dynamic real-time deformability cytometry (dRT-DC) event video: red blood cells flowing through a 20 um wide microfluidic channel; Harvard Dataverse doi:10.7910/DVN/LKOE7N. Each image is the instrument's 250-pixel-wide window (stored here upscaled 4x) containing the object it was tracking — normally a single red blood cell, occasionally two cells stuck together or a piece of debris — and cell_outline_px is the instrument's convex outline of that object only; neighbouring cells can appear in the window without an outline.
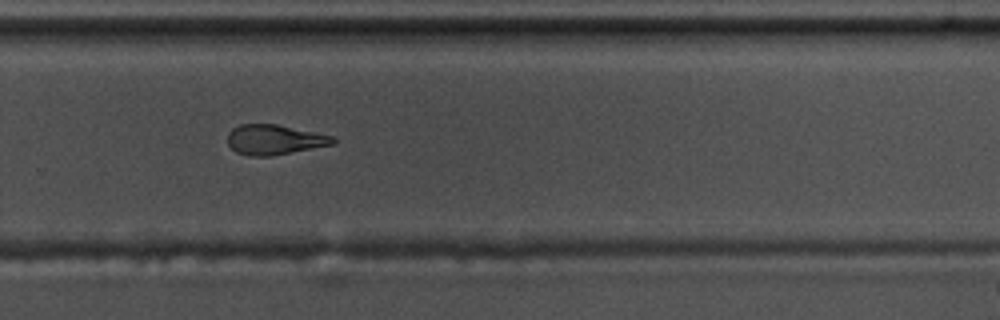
{"species": "common noctule bat (a hibernating species)", "species_latin": "Nyctalus noctula", "temperature_condition": "warm", "stored_images_in_passage": 44, "camera_frame_rate_fps": 3000, "um_per_image_px": 0.085, "animal": {"sex": "male", "body_mass_g": 17.5, "forearm_length_mm": 52.3}, "frame": {"image": 1, "passage_image": 26, "time_ms": 8.333, "image_size_px": [1000, 320], "cell_outline_px": [[336, 140], [332, 144], [272, 156], [248, 156], [236, 152], [228, 144], [228, 132], [232, 128], [240, 124], [276, 124], [332, 136]], "centroid_in_image_um": [23.26, 11.87], "position_along_channel_um": 306.5, "area_um2": 18.21}}
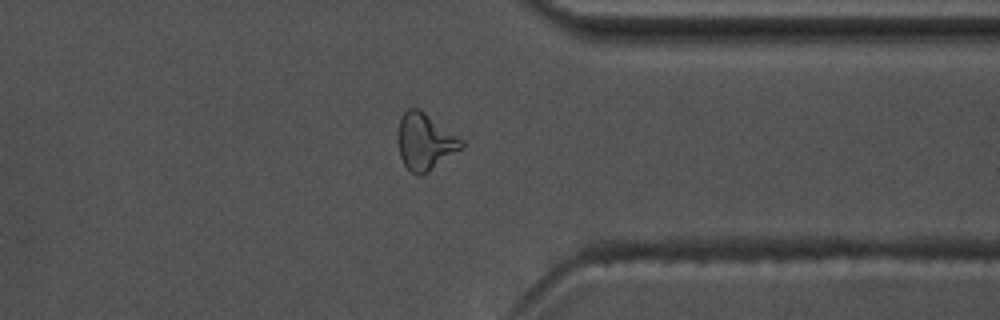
{"frame": {"image": 2, "passage_image": 32, "time_ms": 10.333, "image_size_px": [1000, 320], "cell_outline_px": [[464, 148], [428, 172], [420, 176], [412, 172], [404, 164], [400, 156], [400, 120], [404, 112], [408, 108], [420, 108], [464, 140]], "centroid_in_image_um": [36.19, 12.04], "position_along_channel_um": 375.2, "area_um2": 20.75}, "authors_computed_cell_mechanics": {"area_um2": 18.9584, "velocity_mm_per_s": 3.6886, "shape_relaxation_time_tau1_ms": 7.2421, "shape_relaxation_time_tau2_ms": 5.0447, "deformation_change_tau1": 0.2055, "deformation_change_tau2": 0.1423}}